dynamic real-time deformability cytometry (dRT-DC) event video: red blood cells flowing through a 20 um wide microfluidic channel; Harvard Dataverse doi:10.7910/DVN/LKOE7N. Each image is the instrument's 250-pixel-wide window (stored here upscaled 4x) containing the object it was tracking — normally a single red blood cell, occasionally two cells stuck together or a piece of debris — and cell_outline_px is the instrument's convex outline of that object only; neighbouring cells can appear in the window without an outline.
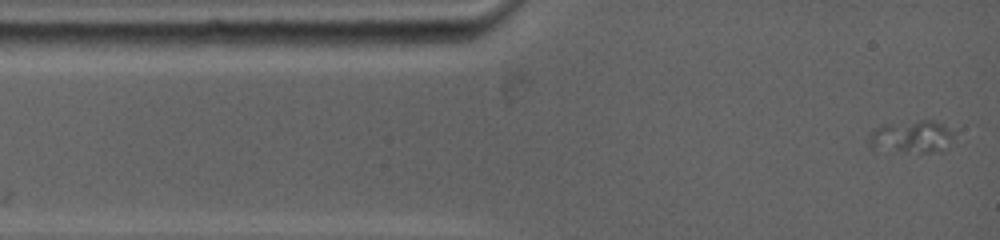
{"species": "common noctule bat (a hibernating species)", "species_latin": "Nyctalus noctula", "temperature_condition": "warm", "stored_images_in_passage": 7, "camera_frame_rate_fps": 5000, "um_per_image_px": 0.085, "animal": {"sex": "female", "body_mass_g": 19.0, "forearm_length_mm": 53.3}, "frame": {"image": 1, "passage_image": 1, "time_ms": 0.0, "image_size_px": [1000, 240], "cell_outline_px": [[952, 140], [944, 152], [920, 152], [868, 144], [868, 132], [884, 124], [920, 120], [932, 120], [944, 124], [952, 132]], "centroid_in_image_um": [77.57, 11.57], "position_along_channel_um": 7.4, "area_um2": 15.49}}